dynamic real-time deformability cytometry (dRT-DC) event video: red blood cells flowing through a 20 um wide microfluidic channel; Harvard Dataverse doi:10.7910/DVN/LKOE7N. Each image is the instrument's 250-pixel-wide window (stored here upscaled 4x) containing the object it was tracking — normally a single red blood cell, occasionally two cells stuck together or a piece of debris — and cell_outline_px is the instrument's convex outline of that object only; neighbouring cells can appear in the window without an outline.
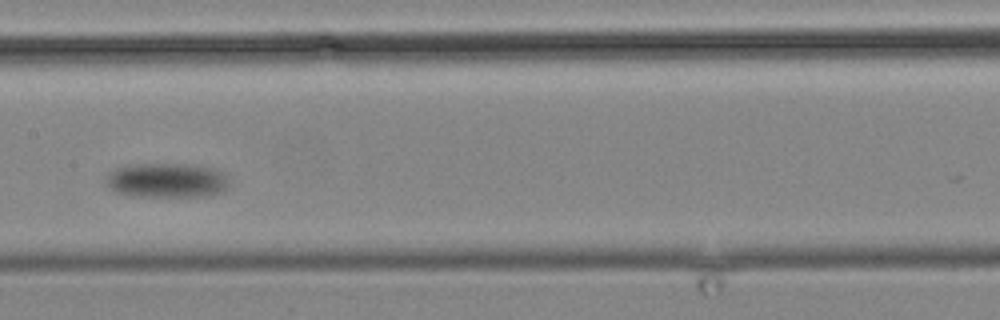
{"species": "common noctule bat (a hibernating species)", "species_latin": "Nyctalus noctula", "temperature_condition": "cold", "stored_images_in_passage": 8, "camera_frame_rate_fps": 3000, "um_per_image_px": 0.085, "animal": {"sex": "male", "body_mass_g": 19.2, "forearm_length_mm": 51.8}, "frame": {"image": 1, "passage_image": 5, "time_ms": 6.333, "image_size_px": [1000, 320], "cell_outline_px": [[228, 184], [220, 192], [208, 196], [132, 196], [116, 192], [108, 188], [104, 184], [104, 180], [108, 172], [116, 168], [132, 164], [188, 164], [216, 168], [224, 172]], "centroid_in_image_um": [14.11, 15.32], "position_along_channel_um": 193.3, "area_um2": 25.09}}
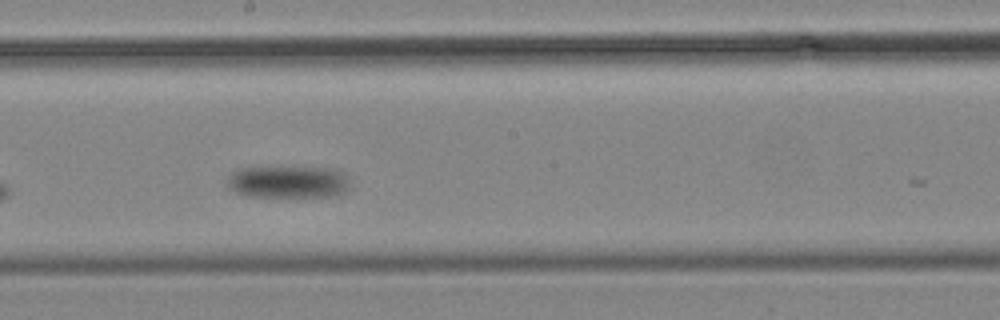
{"frame": {"image": 2, "passage_image": 6, "time_ms": 7.667, "image_size_px": [1000, 320], "cell_outline_px": [[348, 188], [340, 196], [248, 196], [236, 192], [228, 188], [228, 176], [236, 168], [328, 168], [344, 176], [348, 180]], "centroid_in_image_um": [24.43, 15.48], "position_along_channel_um": 223.8, "area_um2": 22.54}}